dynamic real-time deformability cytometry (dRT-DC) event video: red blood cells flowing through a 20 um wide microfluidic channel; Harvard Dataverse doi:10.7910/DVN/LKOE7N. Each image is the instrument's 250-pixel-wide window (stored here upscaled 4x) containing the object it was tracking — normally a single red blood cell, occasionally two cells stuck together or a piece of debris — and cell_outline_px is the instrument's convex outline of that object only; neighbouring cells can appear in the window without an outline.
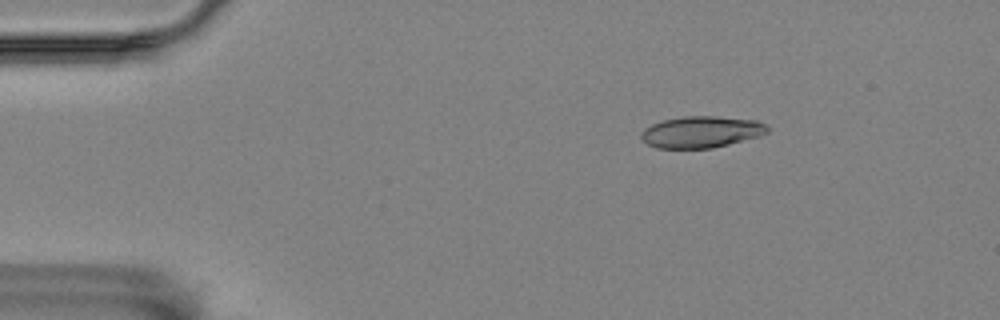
{"species": "Egyptian fruit bat (a non-hibernating species)", "species_latin": "Rousettus aegyptiacus", "temperature_condition": "room temperature", "stored_images_in_passage": 5, "segment_of_instrument_passage": [2, 2], "camera_frame_rate_fps": 3000, "um_per_image_px": 0.085, "animal": {"sex": "female"}, "frame": {"image": 1, "passage_image": 5, "time_ms": 1.333, "image_size_px": [1000, 320], "cell_outline_px": [[768, 132], [760, 136], [712, 148], [656, 148], [648, 144], [640, 136], [640, 132], [644, 128], [652, 124], [664, 120], [684, 116], [716, 116], [756, 120], [764, 124], [768, 128]], "centroid_in_image_um": [59.6, 11.21], "position_along_channel_um": 25.4, "area_um2": 23.12}}